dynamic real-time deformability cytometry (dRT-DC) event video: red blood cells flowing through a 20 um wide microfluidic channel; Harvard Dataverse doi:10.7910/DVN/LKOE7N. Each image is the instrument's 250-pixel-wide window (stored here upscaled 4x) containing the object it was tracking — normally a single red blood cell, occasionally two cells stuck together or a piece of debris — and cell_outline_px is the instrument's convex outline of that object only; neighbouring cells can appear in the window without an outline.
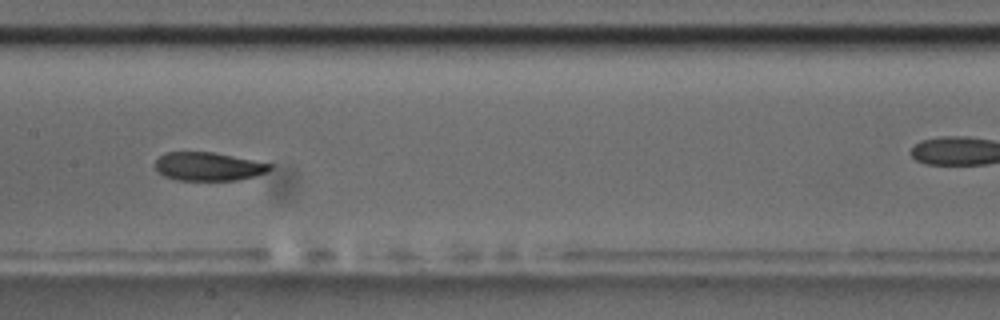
{"species": "common noctule bat (a hibernating species)", "species_latin": "Nyctalus noctula", "temperature_condition": "room temperature", "stored_images_in_passage": 10, "camera_frame_rate_fps": 3000, "um_per_image_px": 0.085, "animal": {"sex": "male", "body_mass_g": 17.5, "forearm_length_mm": 52.3}, "frame": {"image": 1, "passage_image": 6, "time_ms": 5.667, "image_size_px": [1000, 320], "cell_outline_px": [[272, 168], [268, 172], [236, 180], [176, 180], [164, 176], [156, 172], [156, 160], [164, 152], [212, 152], [272, 164]], "centroid_in_image_um": [17.67, 14.15], "position_along_channel_um": 189.7, "area_um2": 18.9}}
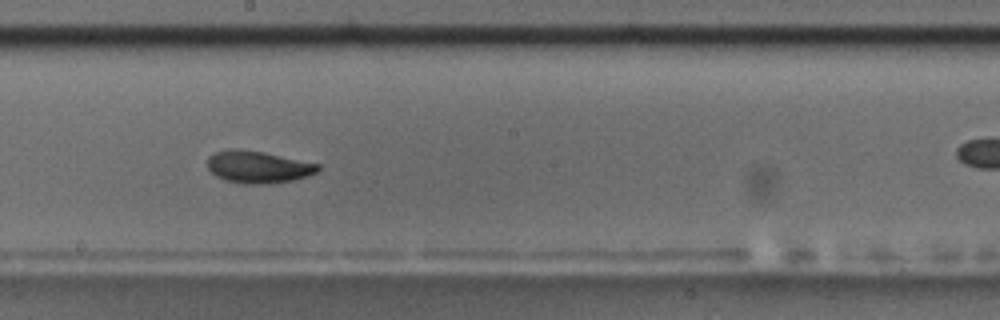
{"frame": {"image": 2, "passage_image": 7, "time_ms": 6.667, "image_size_px": [1000, 320], "cell_outline_px": [[320, 168], [316, 172], [308, 176], [292, 180], [260, 184], [244, 184], [224, 180], [216, 176], [208, 168], [208, 156], [216, 152], [232, 148], [264, 152], [320, 164]], "centroid_in_image_um": [21.92, 14.19], "position_along_channel_um": 226.3, "area_um2": 20.58}}